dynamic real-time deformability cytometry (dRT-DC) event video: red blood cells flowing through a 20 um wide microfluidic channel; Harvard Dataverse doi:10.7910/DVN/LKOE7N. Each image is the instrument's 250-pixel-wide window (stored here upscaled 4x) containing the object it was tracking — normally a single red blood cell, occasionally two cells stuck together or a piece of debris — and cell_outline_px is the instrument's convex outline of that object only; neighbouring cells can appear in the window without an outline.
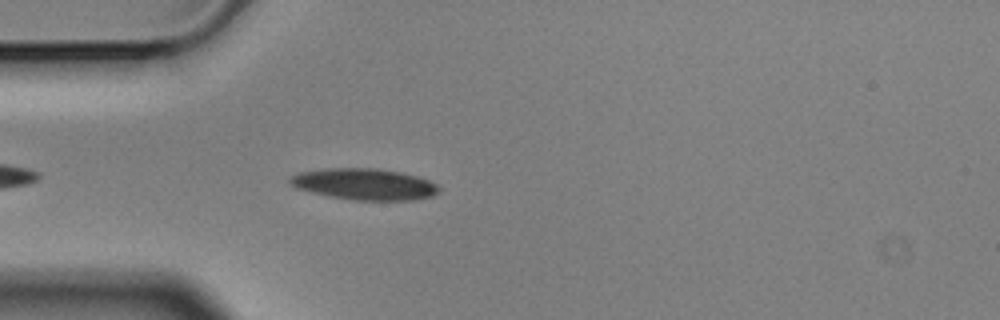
{"species": "Egyptian fruit bat (a non-hibernating species)", "species_latin": "Rousettus aegyptiacus", "temperature_condition": "cold", "stored_images_in_passage": 5, "camera_frame_rate_fps": 3000, "um_per_image_px": 0.085, "animal": {"sex": "male"}, "frame": {"image": 1, "passage_image": 5, "time_ms": 1.333, "image_size_px": [1000, 320], "cell_outline_px": [[440, 192], [432, 196], [412, 200], [352, 200], [328, 196], [296, 188], [288, 180], [288, 176], [300, 172], [324, 168], [380, 168], [420, 176], [440, 184]], "centroid_in_image_um": [31.02, 15.64], "position_along_channel_um": 54.0, "area_um2": 27.63}}